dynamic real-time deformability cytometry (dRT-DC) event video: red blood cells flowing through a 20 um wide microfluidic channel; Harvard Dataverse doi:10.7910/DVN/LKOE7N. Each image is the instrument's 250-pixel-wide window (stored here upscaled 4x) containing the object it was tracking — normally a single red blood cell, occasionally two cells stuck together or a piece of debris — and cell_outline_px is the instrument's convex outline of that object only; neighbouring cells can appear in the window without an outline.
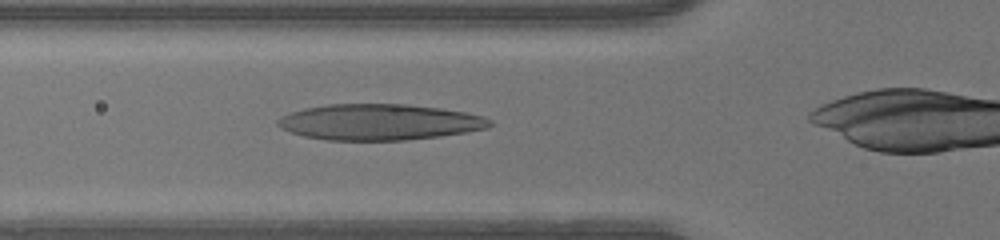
{"species": "human", "species_latin": "Homo sapiens", "temperature_condition": "warm", "stored_images_in_passage": 25, "camera_frame_rate_fps": 3000, "um_per_image_px": 0.085, "donor": {"sex": "male"}, "frame": {"image": 1, "passage_image": 3, "time_ms": 0.667, "image_size_px": [1000, 240], "cell_outline_px": [[492, 124], [488, 128], [468, 132], [440, 136], [408, 140], [328, 140], [304, 136], [280, 128], [276, 124], [276, 120], [280, 116], [304, 108], [328, 104], [408, 104], [440, 108], [464, 112], [484, 116], [492, 120]], "centroid_in_image_um": [32.26, 10.37], "position_along_channel_um": 93.5, "area_um2": 44.62}}
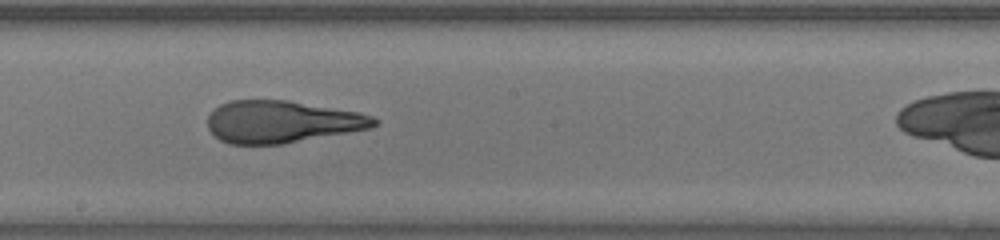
{"frame": {"image": 2, "passage_image": 12, "time_ms": 3.667, "image_size_px": [1000, 240], "cell_outline_px": [[380, 120], [372, 128], [284, 144], [228, 144], [220, 140], [208, 128], [208, 116], [220, 104], [232, 100], [288, 100], [360, 112], [372, 116]], "centroid_in_image_um": [23.98, 10.35], "position_along_channel_um": 224.2, "area_um2": 41.04}}
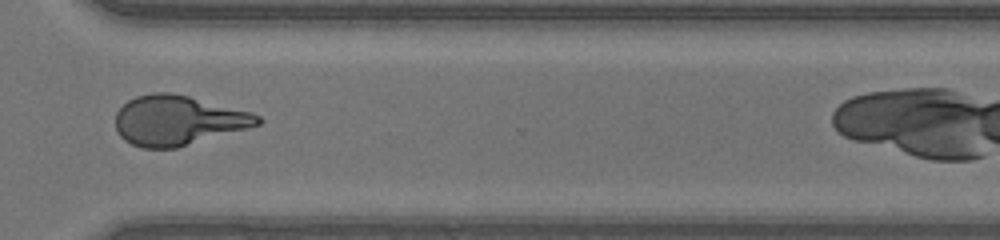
{"frame": {"image": 3, "passage_image": 21, "time_ms": 6.667, "image_size_px": [1000, 240], "cell_outline_px": [[264, 120], [260, 124], [248, 128], [176, 148], [140, 148], [124, 140], [116, 132], [116, 112], [128, 100], [136, 96], [156, 92], [172, 92], [252, 112], [260, 116]], "centroid_in_image_um": [15.12, 10.23], "position_along_channel_um": 355.5, "area_um2": 41.21}}